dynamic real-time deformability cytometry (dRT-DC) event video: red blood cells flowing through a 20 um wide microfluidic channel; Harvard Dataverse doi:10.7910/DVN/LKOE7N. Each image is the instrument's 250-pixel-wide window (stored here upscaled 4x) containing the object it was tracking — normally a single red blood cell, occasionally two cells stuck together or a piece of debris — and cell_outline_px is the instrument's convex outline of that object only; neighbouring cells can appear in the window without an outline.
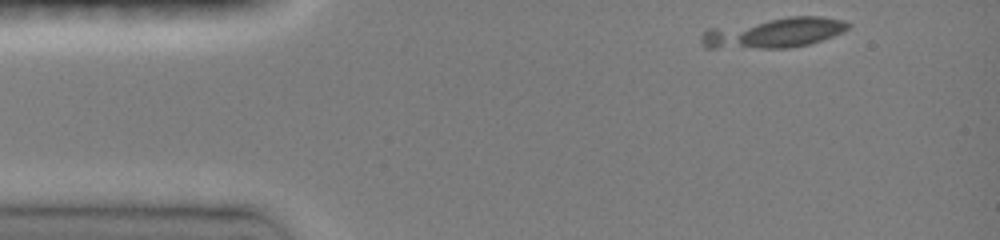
{"species": "common noctule bat (a hibernating species)", "species_latin": "Nyctalus noctula", "temperature_condition": "room temperature", "stored_images_in_passage": 29, "camera_frame_rate_fps": 3000, "um_per_image_px": 0.085, "animal": {"sex": "female", "body_mass_g": 19.0, "forearm_length_mm": 51.5}, "frame": {"image": 1, "passage_image": 1, "time_ms": 0.0, "image_size_px": [1000, 240], "cell_outline_px": [[852, 24], [848, 28], [832, 36], [808, 44], [788, 48], [704, 48], [700, 40], [700, 36], [708, 28], [788, 16], [820, 16], [844, 20]], "centroid_in_image_um": [65.75, 2.78], "position_along_channel_um": 19.3, "area_um2": 25.78}}